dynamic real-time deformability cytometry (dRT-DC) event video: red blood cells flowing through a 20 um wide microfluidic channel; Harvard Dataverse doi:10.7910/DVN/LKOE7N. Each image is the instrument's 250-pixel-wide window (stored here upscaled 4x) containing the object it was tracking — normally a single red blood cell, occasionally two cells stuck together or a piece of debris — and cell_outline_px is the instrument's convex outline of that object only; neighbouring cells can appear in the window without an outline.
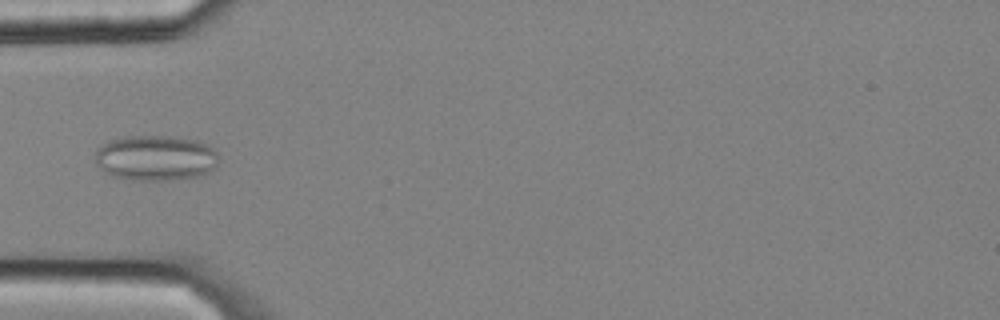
{"species": "common noctule bat (a hibernating species)", "species_latin": "Nyctalus noctula", "temperature_condition": "cold", "stored_images_in_passage": 5, "camera_frame_rate_fps": 3000, "um_per_image_px": 0.085, "animal": {"sex": "male", "body_mass_g": 20.4}, "frame": {"image": 1, "passage_image": 5, "time_ms": 1.333, "image_size_px": [1000, 320], "cell_outline_px": [[220, 160], [216, 168], [208, 172], [196, 176], [164, 180], [132, 180], [112, 176], [100, 168], [96, 164], [96, 152], [104, 144], [112, 140], [124, 136], [168, 136], [196, 140], [212, 148], [216, 152]], "centroid_in_image_um": [13.25, 13.43], "position_along_channel_um": 71.8, "area_um2": 32.48}}